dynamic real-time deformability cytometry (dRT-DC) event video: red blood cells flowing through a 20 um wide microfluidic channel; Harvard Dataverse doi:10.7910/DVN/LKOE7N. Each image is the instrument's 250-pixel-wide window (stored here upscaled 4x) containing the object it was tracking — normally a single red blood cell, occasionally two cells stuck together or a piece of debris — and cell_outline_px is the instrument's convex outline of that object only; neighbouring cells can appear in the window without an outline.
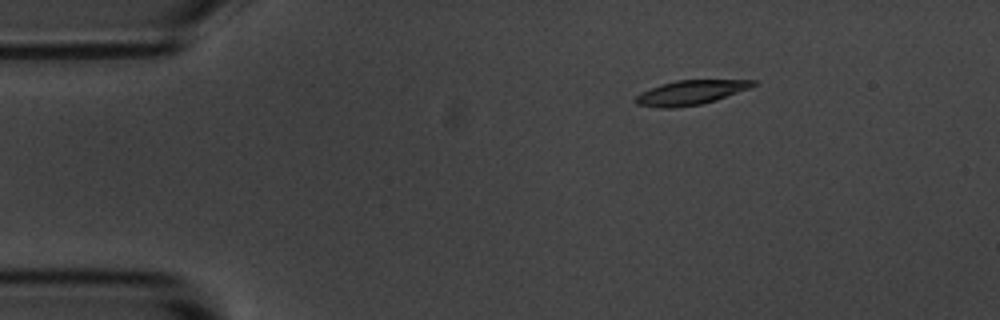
{"species": "common noctule bat (a hibernating species)", "species_latin": "Nyctalus noctula", "temperature_condition": "room temperature", "stored_images_in_passage": 4, "camera_frame_rate_fps": 3000, "um_per_image_px": 0.085, "animal": {"sex": "male", "body_mass_g": 20.1, "forearm_length_mm": 53.5}, "frame": {"image": 1, "passage_image": 4, "time_ms": 3.667, "image_size_px": [1000, 320], "cell_outline_px": [[760, 84], [716, 100], [704, 104], [672, 108], [660, 108], [636, 104], [632, 100], [640, 92], [660, 84], [676, 80], [756, 80]], "centroid_in_image_um": [58.68, 7.87], "position_along_channel_um": 26.3, "area_um2": 16.94}}